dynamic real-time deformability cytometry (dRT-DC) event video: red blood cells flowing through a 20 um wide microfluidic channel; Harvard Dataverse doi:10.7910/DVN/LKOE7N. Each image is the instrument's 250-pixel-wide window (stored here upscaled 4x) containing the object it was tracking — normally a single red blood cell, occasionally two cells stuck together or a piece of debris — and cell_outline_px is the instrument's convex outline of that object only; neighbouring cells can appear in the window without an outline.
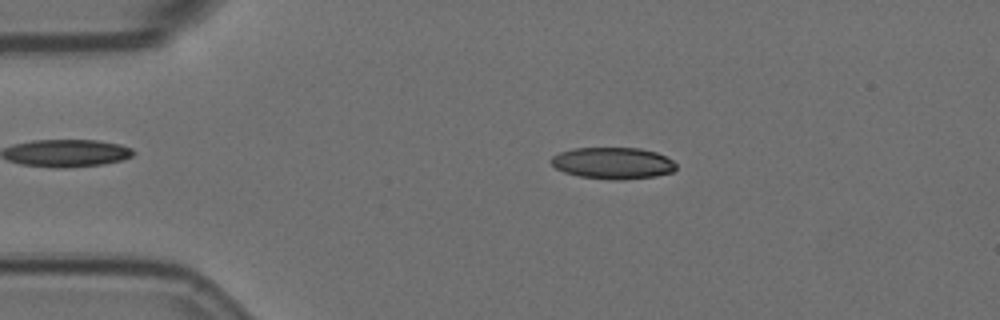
{"species": "Egyptian fruit bat (a non-hibernating species)", "species_latin": "Rousettus aegyptiacus", "temperature_condition": "room temperature", "stored_images_in_passage": 24, "camera_frame_rate_fps": 3000, "um_per_image_px": 0.085, "animal": {"sex": "female"}, "frame": {"image": 1, "passage_image": 11, "time_ms": 3.333, "image_size_px": [1000, 320], "cell_outline_px": [[676, 168], [672, 172], [656, 176], [624, 180], [612, 180], [580, 176], [564, 172], [556, 168], [548, 160], [552, 156], [560, 152], [572, 148], [640, 148], [656, 152], [672, 160], [676, 164]], "centroid_in_image_um": [52.08, 13.87], "position_along_channel_um": 32.9, "area_um2": 23.12}}
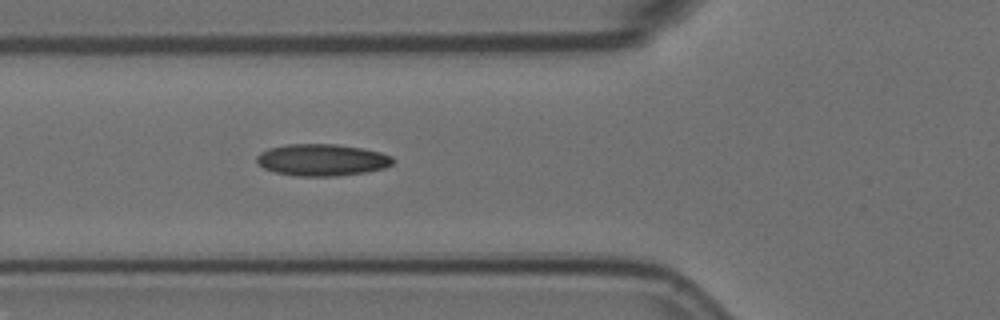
{"frame": {"image": 2, "passage_image": 20, "time_ms": 6.333, "image_size_px": [1000, 320], "cell_outline_px": [[396, 160], [392, 164], [384, 168], [364, 172], [340, 176], [296, 176], [276, 172], [264, 168], [256, 160], [256, 156], [260, 152], [268, 148], [288, 144], [336, 144], [360, 148], [380, 152], [392, 156]], "centroid_in_image_um": [27.37, 13.59], "position_along_channel_um": 98.4, "area_um2": 25.26}}
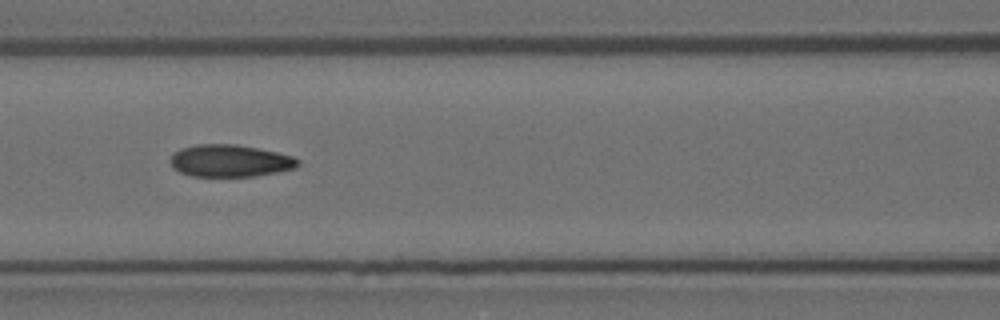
{"frame": {"image": 3, "passage_image": 24, "time_ms": 7.667, "image_size_px": [1000, 320], "cell_outline_px": [[300, 164], [296, 168], [256, 176], [192, 176], [180, 172], [172, 164], [172, 156], [180, 148], [196, 144], [236, 144], [276, 152], [292, 156], [300, 160]], "centroid_in_image_um": [19.59, 13.66], "position_along_channel_um": 147.0, "area_um2": 23.7}}